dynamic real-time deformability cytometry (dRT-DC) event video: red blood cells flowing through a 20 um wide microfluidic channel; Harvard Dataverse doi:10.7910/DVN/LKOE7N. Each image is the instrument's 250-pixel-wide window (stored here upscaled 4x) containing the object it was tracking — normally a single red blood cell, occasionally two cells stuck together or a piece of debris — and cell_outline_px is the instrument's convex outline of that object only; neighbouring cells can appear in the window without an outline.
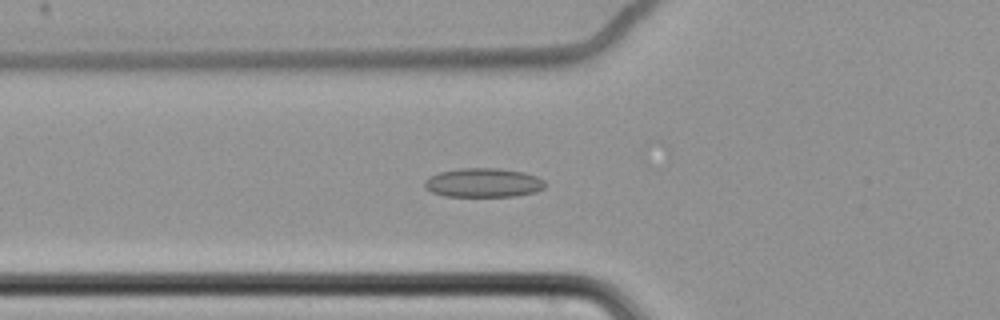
{"species": "common noctule bat (a hibernating species)", "species_latin": "Nyctalus noctula", "temperature_condition": "cold", "stored_images_in_passage": 65, "camera_frame_rate_fps": 3000, "um_per_image_px": 0.085, "animal": {"sex": "female", "body_mass_g": 22.7, "forearm_length_mm": 54.2}, "frame": {"image": 1, "passage_image": 27, "time_ms": 8.667, "image_size_px": [1000, 320], "cell_outline_px": [[544, 188], [536, 192], [516, 196], [444, 196], [432, 192], [424, 188], [424, 180], [428, 176], [440, 172], [460, 168], [496, 168], [524, 172], [536, 176], [544, 180]], "centroid_in_image_um": [41.06, 15.53], "position_along_channel_um": 84.7, "area_um2": 20.52}}
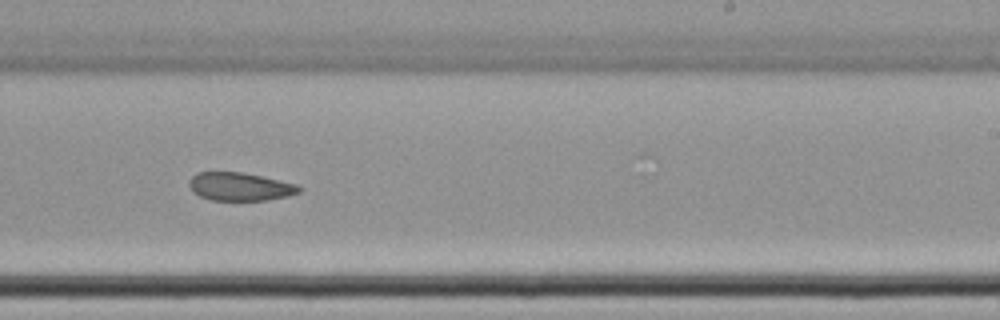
{"frame": {"image": 2, "passage_image": 43, "time_ms": 14.0, "image_size_px": [1000, 320], "cell_outline_px": [[300, 192], [288, 196], [264, 200], [212, 200], [200, 196], [192, 192], [188, 184], [188, 180], [196, 172], [244, 172], [264, 176], [296, 184], [300, 188]], "centroid_in_image_um": [20.36, 15.85], "position_along_channel_um": 268.6, "area_um2": 18.15}}
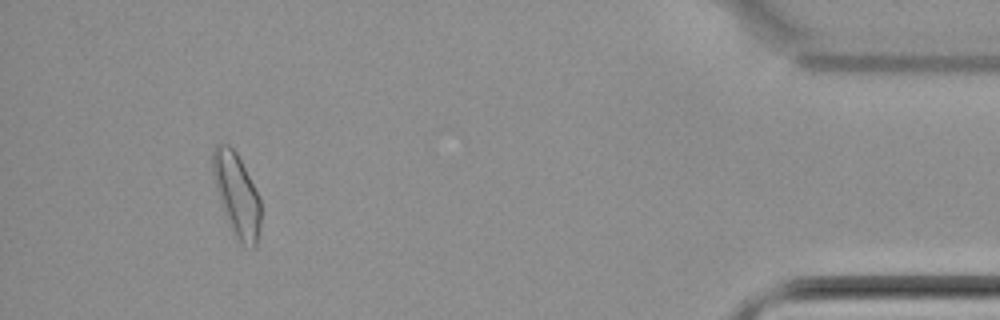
{"frame": {"image": 3, "passage_image": 61, "time_ms": 20.0, "image_size_px": [1000, 320], "cell_outline_px": [[260, 228], [256, 248], [252, 248], [240, 244], [232, 232], [224, 212], [216, 188], [212, 172], [212, 152], [216, 144], [228, 144], [236, 152], [260, 200]], "centroid_in_image_um": [20.11, 16.6], "position_along_channel_um": 415.1, "area_um2": 22.89}, "authors_computed_cell_mechanics": {"area_um2": 20.7502, "velocity_mm_per_s": 3.46, "shape_relaxation_time_tau1_ms": null, "shape_relaxation_time_tau2_ms": 4.4099, "deformation_change_tau1": null, "deformation_change_tau2": 0.0822}}